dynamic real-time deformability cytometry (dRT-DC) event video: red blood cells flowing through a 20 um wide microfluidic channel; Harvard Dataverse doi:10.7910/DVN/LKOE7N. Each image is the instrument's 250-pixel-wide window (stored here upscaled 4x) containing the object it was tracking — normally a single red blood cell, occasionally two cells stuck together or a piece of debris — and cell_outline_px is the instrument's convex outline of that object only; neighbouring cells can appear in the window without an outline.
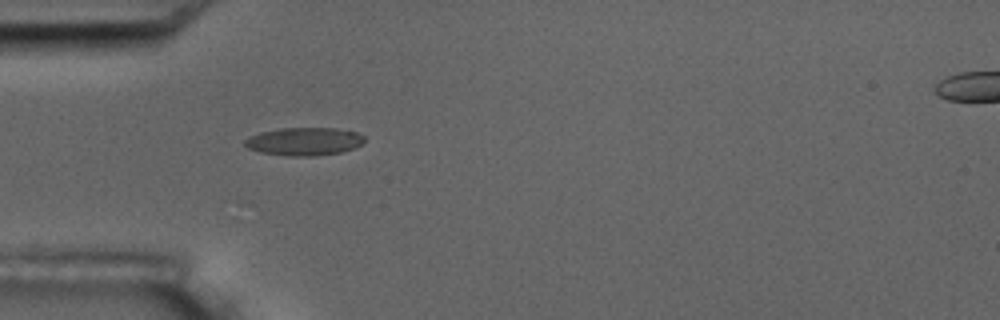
{"species": "common noctule bat (a hibernating species)", "species_latin": "Nyctalus noctula", "temperature_condition": "room temperature", "stored_images_in_passage": 1, "camera_frame_rate_fps": 3000, "um_per_image_px": 0.085, "animal": {"sex": "male", "body_mass_g": 17.5, "forearm_length_mm": 52.3}, "frame": {"image": 1, "passage_image": 1, "time_ms": 0.0, "image_size_px": [1000, 320], "cell_outline_px": [[364, 140], [356, 148], [340, 152], [312, 156], [288, 156], [260, 152], [248, 148], [244, 144], [244, 140], [260, 132], [280, 128], [336, 128], [356, 132], [364, 136]], "centroid_in_image_um": [25.86, 12.02], "position_along_channel_um": 59.1, "area_um2": 19.42}}